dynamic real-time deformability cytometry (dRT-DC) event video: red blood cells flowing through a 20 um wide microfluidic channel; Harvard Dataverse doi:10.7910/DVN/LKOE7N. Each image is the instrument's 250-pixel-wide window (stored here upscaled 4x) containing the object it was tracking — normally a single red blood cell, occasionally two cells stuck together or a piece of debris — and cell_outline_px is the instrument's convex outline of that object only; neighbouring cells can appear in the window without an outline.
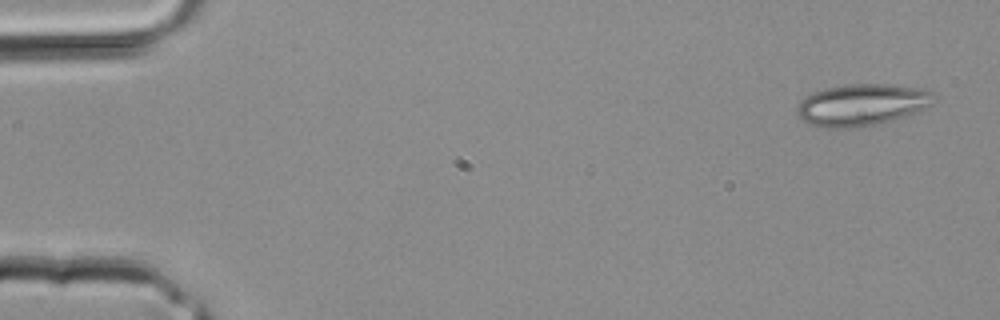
{"species": "common noctule bat (a hibernating species)", "species_latin": "Nyctalus noctula", "temperature_condition": "room temperature", "stored_images_in_passage": 2, "camera_frame_rate_fps": 3000, "um_per_image_px": 0.085, "animal": {"sex": "male", "body_mass_g": 20.4}, "frame": {"image": 1, "passage_image": 2, "time_ms": 0.333, "image_size_px": [1000, 320], "cell_outline_px": [[936, 100], [932, 104], [916, 112], [892, 120], [860, 128], [824, 128], [800, 120], [796, 112], [796, 108], [800, 100], [812, 92], [824, 88], [844, 84], [884, 84], [924, 88], [932, 92], [936, 96]], "centroid_in_image_um": [73.24, 8.91], "position_along_channel_um": 11.8, "area_um2": 33.76}}